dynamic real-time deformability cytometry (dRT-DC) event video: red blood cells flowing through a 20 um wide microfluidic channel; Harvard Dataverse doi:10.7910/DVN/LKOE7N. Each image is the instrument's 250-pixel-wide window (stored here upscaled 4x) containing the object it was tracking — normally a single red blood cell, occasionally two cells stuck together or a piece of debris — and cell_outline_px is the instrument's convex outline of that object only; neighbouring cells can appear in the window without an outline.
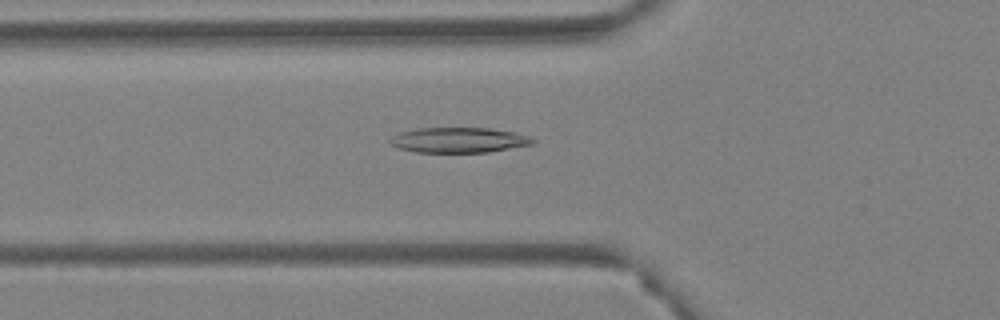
{"species": "Egyptian fruit bat (a non-hibernating species)", "species_latin": "Rousettus aegyptiacus", "temperature_condition": "warm", "stored_images_in_passage": 36, "camera_frame_rate_fps": 3000, "um_per_image_px": 0.085, "animal": {"sex": "female"}, "frame": {"image": 1, "passage_image": 10, "time_ms": 3.0, "image_size_px": [1000, 320], "cell_outline_px": [[536, 140], [532, 144], [488, 152], [416, 152], [396, 148], [388, 140], [392, 136], [400, 132], [416, 128], [488, 128], [516, 132], [528, 136]], "centroid_in_image_um": [38.97, 11.9], "position_along_channel_um": 86.8, "area_um2": 20.98}}
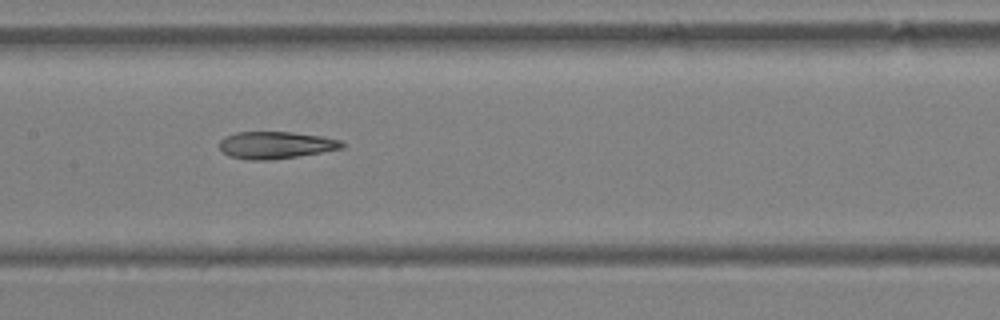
{"frame": {"image": 2, "passage_image": 18, "time_ms": 5.667, "image_size_px": [1000, 320], "cell_outline_px": [[348, 144], [344, 148], [296, 156], [268, 160], [248, 160], [228, 156], [220, 148], [220, 140], [224, 136], [236, 132], [292, 132], [320, 136], [340, 140]], "centroid_in_image_um": [23.43, 12.33], "position_along_channel_um": 184.0, "area_um2": 19.36}}
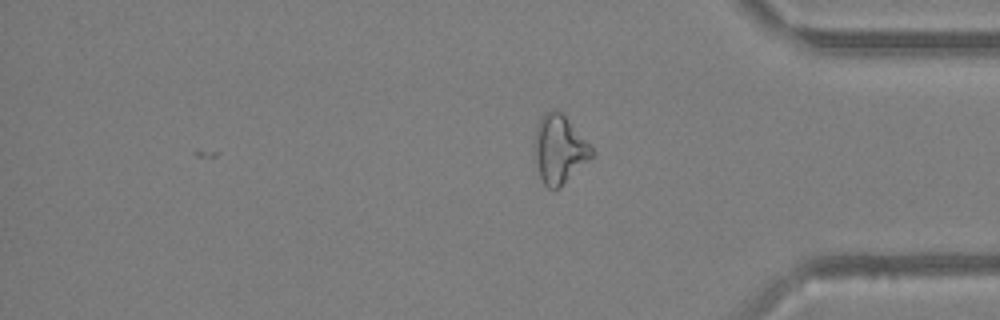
{"frame": {"image": 3, "passage_image": 36, "time_ms": 11.667, "image_size_px": [1000, 320], "cell_outline_px": [[596, 152], [588, 160], [556, 188], [548, 188], [544, 184], [540, 176], [536, 160], [536, 124], [544, 112], [556, 108], [560, 108]], "centroid_in_image_um": [47.55, 12.58], "position_along_channel_um": 387.6, "area_um2": 22.25}, "authors_computed_cell_mechanics": {"area_um2": 20.1722, "velocity_mm_per_s": 3.6278, "shape_relaxation_time_tau1_ms": null, "shape_relaxation_time_tau2_ms": 4.054, "deformation_change_tau1": null, "deformation_change_tau2": 0.1496}}